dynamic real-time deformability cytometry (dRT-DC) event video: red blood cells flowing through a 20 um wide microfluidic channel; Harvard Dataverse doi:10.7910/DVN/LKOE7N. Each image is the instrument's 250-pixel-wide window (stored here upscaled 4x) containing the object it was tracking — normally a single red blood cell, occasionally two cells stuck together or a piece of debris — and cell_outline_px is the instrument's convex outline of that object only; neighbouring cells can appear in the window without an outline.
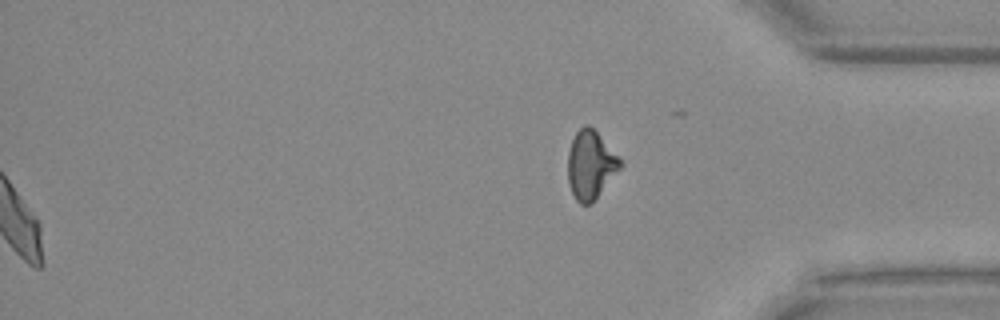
{"species": "Egyptian fruit bat (a non-hibernating species)", "species_latin": "Rousettus aegyptiacus", "temperature_condition": "warm", "stored_images_in_passage": 51, "segment_of_instrument_passage": [2, 2], "camera_frame_rate_fps": 3000, "um_per_image_px": 0.085, "animal": {"sex": "female"}, "frame": {"image": 1, "passage_image": 51, "time_ms": 16.667, "image_size_px": [1000, 320], "cell_outline_px": [[624, 164], [592, 204], [580, 204], [576, 200], [572, 192], [568, 180], [568, 152], [572, 140], [576, 132], [584, 124], [588, 124], [596, 132]], "centroid_in_image_um": [50.19, 14.04], "position_along_channel_um": 385.0, "area_um2": 20.63}}